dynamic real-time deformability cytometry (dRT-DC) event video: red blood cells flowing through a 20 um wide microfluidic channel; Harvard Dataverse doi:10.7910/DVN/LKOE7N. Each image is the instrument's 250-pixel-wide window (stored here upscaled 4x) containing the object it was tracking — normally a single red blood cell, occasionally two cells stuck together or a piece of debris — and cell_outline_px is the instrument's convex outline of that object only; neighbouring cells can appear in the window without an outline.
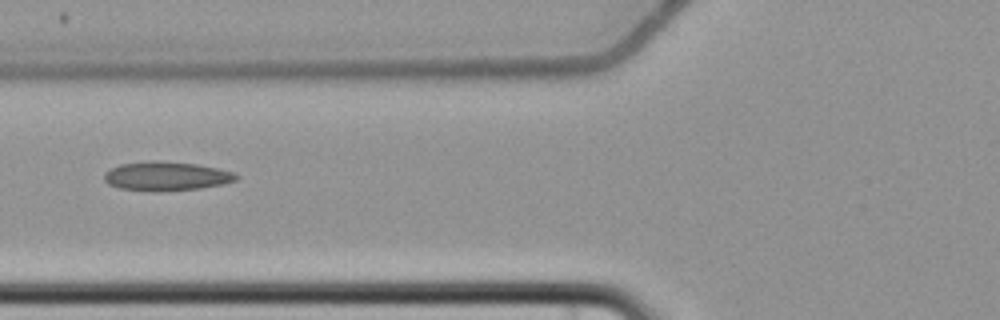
{"species": "common noctule bat (a hibernating species)", "species_latin": "Nyctalus noctula", "temperature_condition": "cold", "stored_images_in_passage": 2, "camera_frame_rate_fps": 3000, "um_per_image_px": 0.085, "animal": {"sex": "female", "body_mass_g": 22.7, "forearm_length_mm": 54.2}, "frame": {"image": 1, "passage_image": 2, "time_ms": 1.0, "image_size_px": [1000, 320], "cell_outline_px": [[240, 176], [236, 180], [224, 184], [200, 188], [160, 192], [152, 192], [120, 188], [108, 184], [104, 180], [104, 172], [120, 164], [156, 160], [196, 164], [236, 172]], "centroid_in_image_um": [14.15, 14.98], "position_along_channel_um": 111.7, "area_um2": 22.54}}